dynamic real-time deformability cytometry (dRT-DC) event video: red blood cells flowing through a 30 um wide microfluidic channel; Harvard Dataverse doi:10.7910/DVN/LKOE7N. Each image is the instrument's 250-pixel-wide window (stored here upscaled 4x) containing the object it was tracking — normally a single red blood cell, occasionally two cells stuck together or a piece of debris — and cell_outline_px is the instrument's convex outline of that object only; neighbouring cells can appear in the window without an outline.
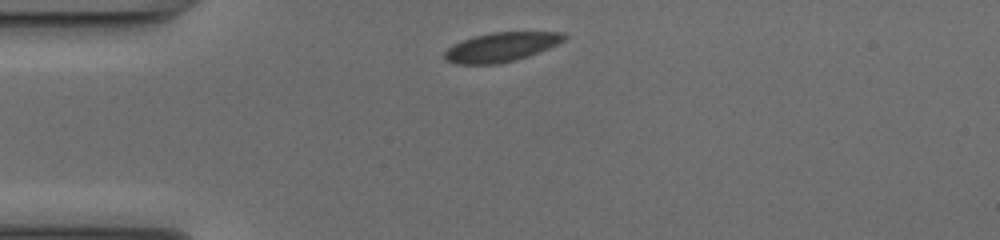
{"species": "common noctule bat (a hibernating species)", "species_latin": "Nyctalus noctula", "temperature_condition": "cold", "stored_images_in_passage": 34, "camera_frame_rate_fps": 3000, "um_per_image_px": 0.085, "animal": {"sex": "female", "body_mass_g": 17.0, "forearm_length_mm": 48.0}, "frame": {"image": 1, "passage_image": 1, "time_ms": 0.0, "image_size_px": [1000, 240], "cell_outline_px": [[556, 36], [552, 40], [544, 44], [524, 52], [512, 56], [492, 60], [456, 60], [448, 56], [456, 48], [464, 44], [488, 36]], "centroid_in_image_um": [42.32, 4.02], "position_along_channel_um": 42.7, "area_um2": 12.2}}
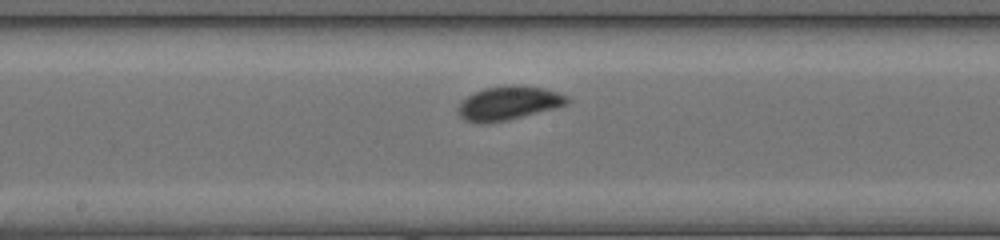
{"frame": {"image": 2, "passage_image": 15, "time_ms": 4.667, "image_size_px": [1000, 240], "cell_outline_px": [[560, 100], [552, 104], [504, 116], [472, 116], [468, 112], [468, 104], [476, 96], [488, 92], [536, 92], [552, 96]], "centroid_in_image_um": [43.16, 8.77], "position_along_channel_um": 205.0, "area_um2": 11.79}}
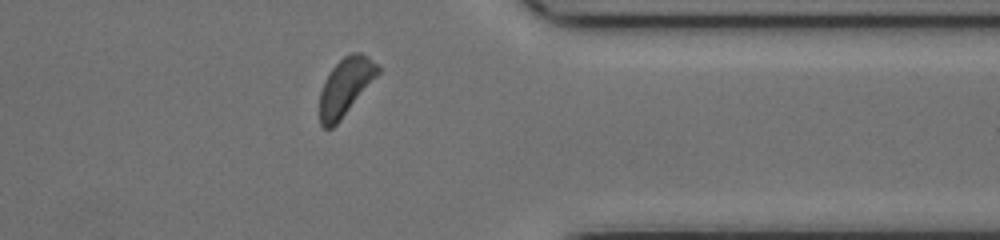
{"frame": {"image": 3, "passage_image": 29, "time_ms": 9.333, "image_size_px": [1000, 240], "cell_outline_px": [[376, 68], [340, 116], [328, 128], [324, 124], [320, 104], [324, 88], [332, 72], [344, 60], [348, 60]], "centroid_in_image_um": [29.14, 7.56], "position_along_channel_um": 382.3, "area_um2": 13.64}, "authors_computed_cell_mechanics": {"area_um2": 12.1091, "velocity_mm_per_s": 4.0282, "shape_relaxation_time_tau1_ms": 3.5384, "shape_relaxation_time_tau2_ms": null, "deformation_change_tau1": 0.1183, "deformation_change_tau2": null}}